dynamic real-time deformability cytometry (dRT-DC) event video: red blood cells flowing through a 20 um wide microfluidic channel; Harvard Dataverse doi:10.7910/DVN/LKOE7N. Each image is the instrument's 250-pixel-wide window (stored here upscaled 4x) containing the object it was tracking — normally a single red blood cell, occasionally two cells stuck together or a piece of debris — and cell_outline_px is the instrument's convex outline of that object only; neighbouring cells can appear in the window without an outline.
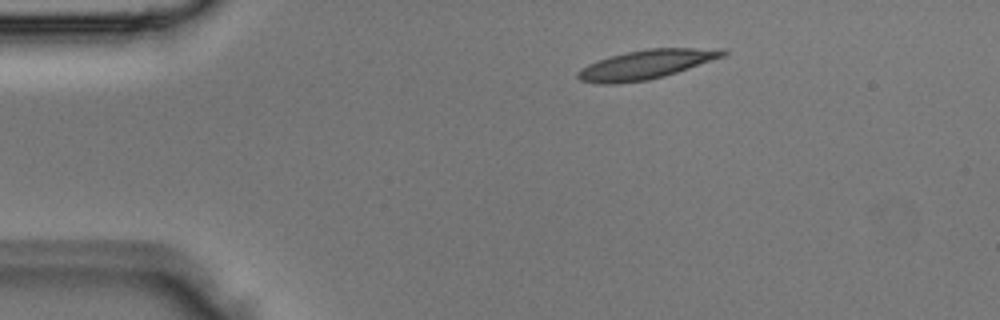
{"species": "Egyptian fruit bat (a non-hibernating species)", "species_latin": "Rousettus aegyptiacus", "temperature_condition": "room temperature", "stored_images_in_passage": 2, "camera_frame_rate_fps": 3000, "um_per_image_px": 0.085, "animal": {"sex": "male"}, "frame": {"image": 1, "passage_image": 1, "time_ms": 0.0, "image_size_px": [1000, 320], "cell_outline_px": [[728, 52], [724, 56], [664, 76], [648, 80], [616, 84], [596, 84], [580, 80], [576, 76], [576, 72], [580, 68], [588, 64], [608, 56], [648, 48], [724, 48]], "centroid_in_image_um": [54.87, 5.48], "position_along_channel_um": 30.1, "area_um2": 24.68}}